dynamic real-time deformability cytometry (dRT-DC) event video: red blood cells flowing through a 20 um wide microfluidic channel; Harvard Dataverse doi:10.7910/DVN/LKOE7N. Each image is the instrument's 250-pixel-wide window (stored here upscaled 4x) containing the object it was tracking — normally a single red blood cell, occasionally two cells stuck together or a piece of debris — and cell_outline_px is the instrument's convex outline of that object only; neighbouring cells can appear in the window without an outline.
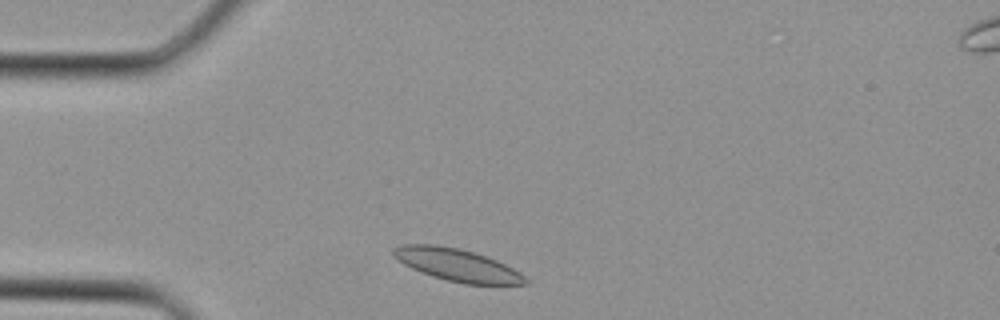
{"species": "Egyptian fruit bat (a non-hibernating species)", "species_latin": "Rousettus aegyptiacus", "temperature_condition": "cold", "stored_images_in_passage": 28, "camera_frame_rate_fps": 3000, "um_per_image_px": 0.085, "animal": {"sex": "female"}, "frame": {"image": 1, "passage_image": 2, "time_ms": 0.333, "image_size_px": [1000, 320], "cell_outline_px": [[528, 284], [464, 284], [432, 276], [420, 272], [404, 264], [392, 256], [392, 248], [404, 244], [436, 244], [460, 248], [496, 260], [512, 268], [524, 276], [528, 280]], "centroid_in_image_um": [38.8, 22.51], "position_along_channel_um": 46.2, "area_um2": 24.74}}
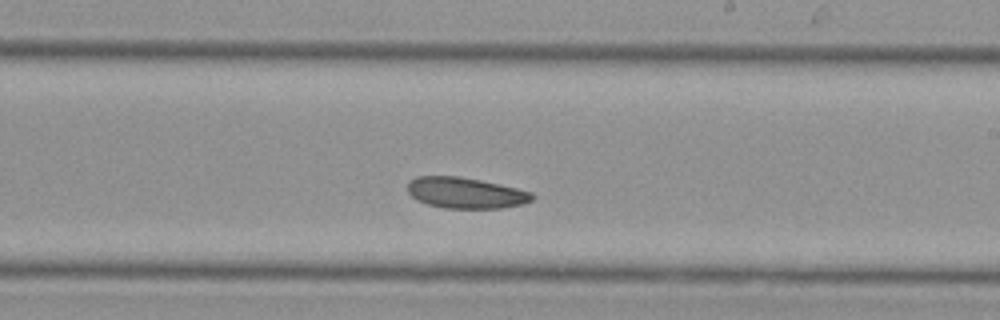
{"frame": {"image": 2, "passage_image": 14, "time_ms": 4.333, "image_size_px": [1000, 320], "cell_outline_px": [[536, 196], [532, 200], [524, 204], [500, 208], [444, 208], [428, 204], [416, 200], [408, 192], [408, 184], [416, 176], [456, 176], [480, 180], [516, 188], [532, 192]], "centroid_in_image_um": [39.59, 16.4], "position_along_channel_um": 249.4, "area_um2": 22.37}}
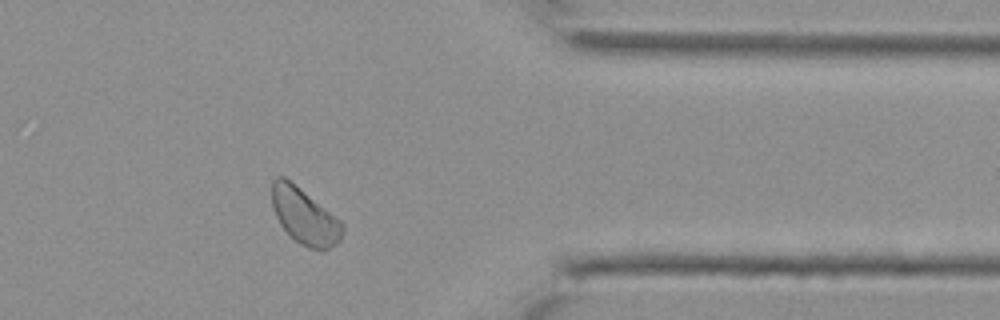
{"frame": {"image": 3, "passage_image": 22, "time_ms": 7.0, "image_size_px": [1000, 320], "cell_outline_px": [[344, 228], [340, 240], [336, 244], [328, 248], [308, 248], [300, 244], [280, 224], [276, 216], [272, 204], [272, 180], [276, 176], [284, 176], [300, 188], [340, 220], [344, 224]], "centroid_in_image_um": [25.88, 18.36], "position_along_channel_um": 385.5, "area_um2": 22.54}}